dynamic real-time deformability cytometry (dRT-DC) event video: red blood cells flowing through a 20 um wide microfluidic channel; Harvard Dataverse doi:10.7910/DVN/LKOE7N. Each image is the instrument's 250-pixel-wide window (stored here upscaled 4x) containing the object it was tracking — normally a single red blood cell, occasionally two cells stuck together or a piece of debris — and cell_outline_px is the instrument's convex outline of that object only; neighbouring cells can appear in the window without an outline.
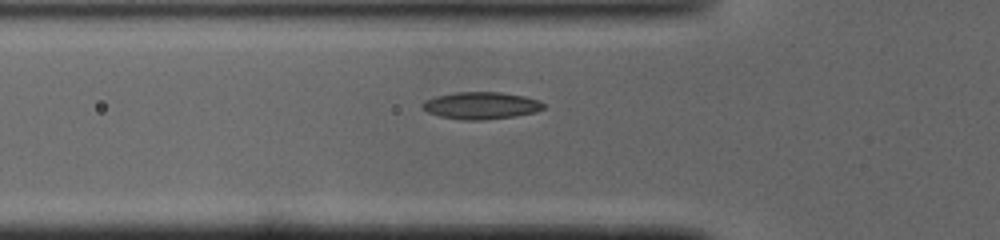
{"species": "common noctule bat (a hibernating species)", "species_latin": "Nyctalus noctula", "temperature_condition": "cold", "stored_images_in_passage": 32, "camera_frame_rate_fps": 3000, "um_per_image_px": 0.085, "animal": {"sex": "male", "body_mass_g": 19.0, "forearm_length_mm": 50.8}, "frame": {"image": 1, "passage_image": 2, "time_ms": 0.333, "image_size_px": [1000, 240], "cell_outline_px": [[544, 108], [536, 112], [512, 116], [480, 120], [464, 120], [440, 116], [428, 112], [424, 108], [424, 100], [436, 96], [456, 92], [500, 92], [524, 96], [536, 100], [544, 104]], "centroid_in_image_um": [40.89, 8.96], "position_along_channel_um": 84.9, "area_um2": 18.79}}
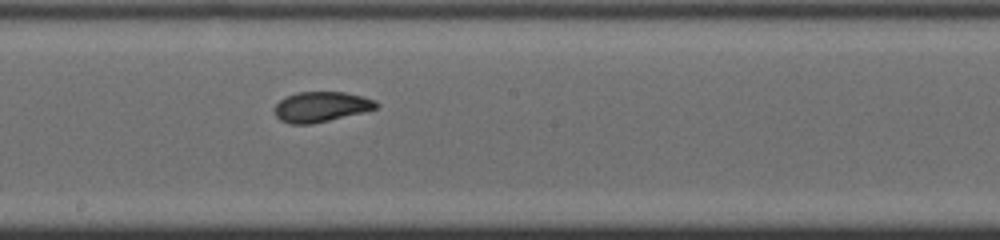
{"frame": {"image": 2, "passage_image": 12, "time_ms": 3.667, "image_size_px": [1000, 240], "cell_outline_px": [[376, 108], [328, 120], [308, 124], [292, 124], [280, 120], [276, 116], [276, 104], [280, 100], [296, 92], [344, 92], [364, 96], [372, 100], [376, 104]], "centroid_in_image_um": [27.25, 9.06], "position_along_channel_um": 221.0, "area_um2": 17.34}}
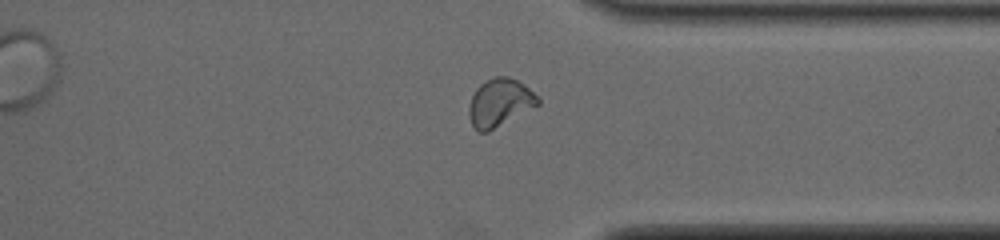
{"frame": {"image": 3, "passage_image": 23, "time_ms": 7.333, "image_size_px": [1000, 240], "cell_outline_px": [[540, 104], [488, 132], [480, 132], [472, 124], [468, 116], [468, 108], [472, 96], [476, 88], [480, 84], [496, 76], [508, 76], [516, 80], [528, 88], [540, 100]], "centroid_in_image_um": [42.46, 8.73], "position_along_channel_um": 368.9, "area_um2": 18.96}}